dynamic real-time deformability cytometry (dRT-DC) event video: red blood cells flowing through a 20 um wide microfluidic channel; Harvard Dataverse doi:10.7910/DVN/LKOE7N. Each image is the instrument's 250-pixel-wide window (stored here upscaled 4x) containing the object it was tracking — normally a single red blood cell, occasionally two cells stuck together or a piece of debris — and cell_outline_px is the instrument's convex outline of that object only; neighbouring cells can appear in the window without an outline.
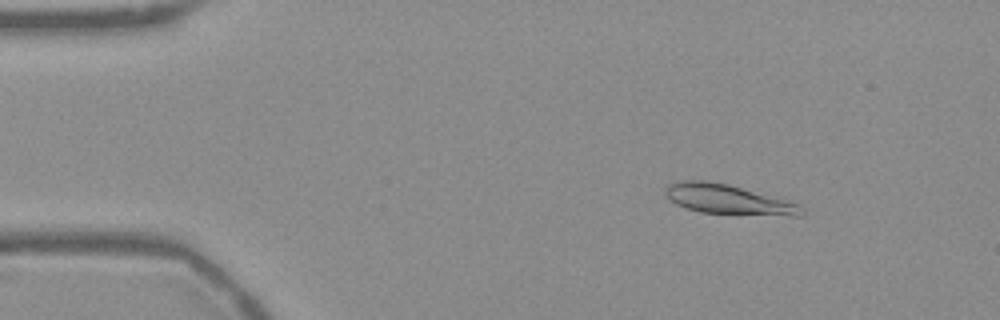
{"species": "Egyptian fruit bat (a non-hibernating species)", "species_latin": "Rousettus aegyptiacus", "temperature_condition": "warm", "stored_images_in_passage": 54, "camera_frame_rate_fps": 3000, "um_per_image_px": 0.085, "frame": {"image": 1, "passage_image": 7, "time_ms": 2.0, "image_size_px": [1000, 320], "cell_outline_px": [[804, 212], [800, 216], [792, 216], [700, 212], [676, 204], [664, 192], [668, 184], [680, 180], [708, 180], [728, 184], [788, 200], [800, 204], [804, 208]], "centroid_in_image_um": [61.93, 16.94], "position_along_channel_um": 23.1, "area_um2": 23.52}}
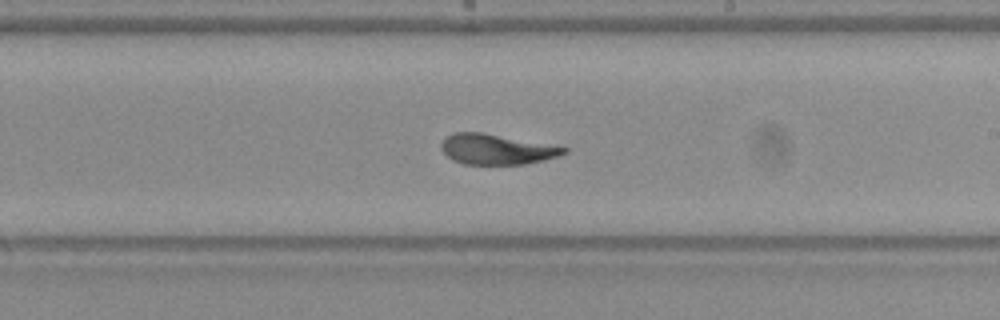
{"frame": {"image": 2, "passage_image": 31, "time_ms": 10.0, "image_size_px": [1000, 320], "cell_outline_px": [[568, 152], [560, 156], [544, 160], [524, 164], [464, 164], [452, 160], [440, 148], [440, 144], [452, 132], [480, 132], [556, 144], [568, 148]], "centroid_in_image_um": [42.27, 12.68], "position_along_channel_um": 246.7, "area_um2": 21.96}}
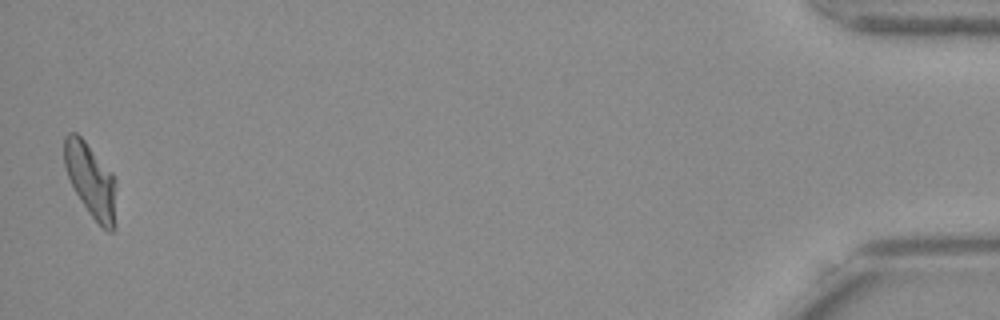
{"frame": {"image": 3, "passage_image": 53, "time_ms": 17.333, "image_size_px": [1000, 320], "cell_outline_px": [[116, 184], [112, 232], [108, 232], [92, 216], [80, 200], [68, 176], [64, 164], [64, 136], [68, 132], [76, 132], [84, 140], [112, 172], [116, 180]], "centroid_in_image_um": [7.69, 15.25], "position_along_channel_um": 427.5, "area_um2": 21.85}, "authors_computed_cell_mechanics": {"area_um2": 22.831, "velocity_mm_per_s": 3.7414, "shape_relaxation_time_tau1_ms": 4.5791, "shape_relaxation_time_tau2_ms": 1.3762, "deformation_change_tau1": 0.1959, "deformation_change_tau2": 0.0903}}